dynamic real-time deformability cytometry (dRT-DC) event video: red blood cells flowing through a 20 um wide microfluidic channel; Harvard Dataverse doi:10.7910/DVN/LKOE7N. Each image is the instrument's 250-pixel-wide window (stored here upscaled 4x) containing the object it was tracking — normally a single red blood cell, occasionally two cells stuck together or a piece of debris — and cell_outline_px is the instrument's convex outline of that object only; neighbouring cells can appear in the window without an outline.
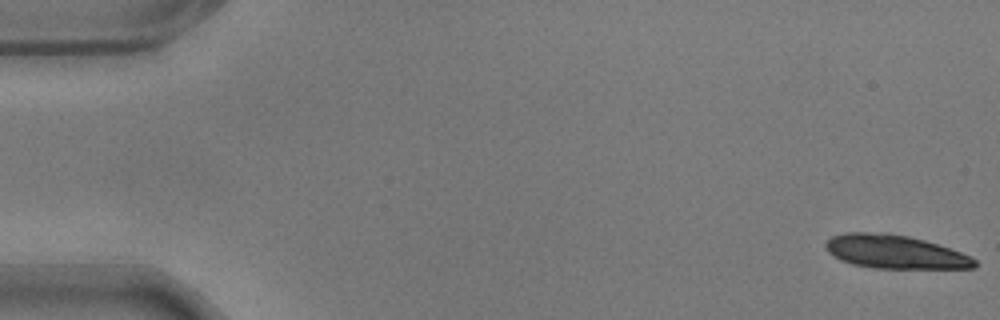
{"species": "common noctule bat (a hibernating species)", "species_latin": "Nyctalus noctula", "temperature_condition": "warm", "stored_images_in_passage": 57, "camera_frame_rate_fps": 3000, "um_per_image_px": 0.085, "animal": {"sex": "male", "body_mass_g": 17.9}, "frame": {"image": 1, "passage_image": 1, "time_ms": 0.0, "image_size_px": [1000, 320], "cell_outline_px": [[976, 268], [872, 268], [852, 264], [840, 260], [828, 252], [824, 244], [832, 236], [844, 232], [888, 232], [908, 236], [924, 240], [972, 256], [976, 260]], "centroid_in_image_um": [76.04, 21.4], "position_along_channel_um": 9.0, "area_um2": 29.19}}
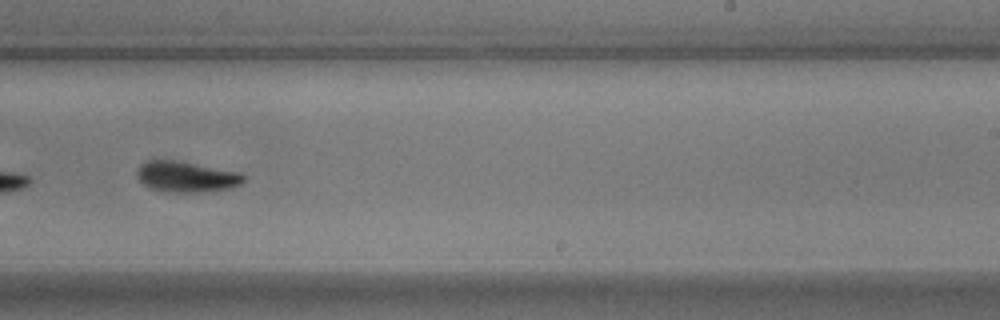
{"frame": {"image": 2, "passage_image": 36, "time_ms": 11.667, "image_size_px": [1000, 320], "cell_outline_px": [[244, 180], [240, 184], [232, 188], [212, 192], [164, 192], [148, 188], [136, 176], [136, 172], [140, 164], [148, 160], [176, 160], [240, 172], [244, 176]], "centroid_in_image_um": [15.83, 15.03], "position_along_channel_um": 273.2, "area_um2": 19.42}}
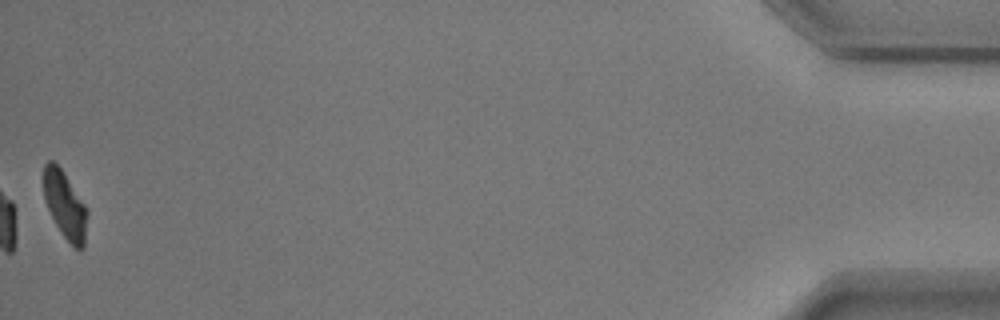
{"frame": {"image": 3, "passage_image": 57, "time_ms": 18.667, "image_size_px": [1000, 320], "cell_outline_px": [[88, 212], [84, 248], [76, 248], [64, 236], [56, 224], [44, 200], [44, 164], [48, 160], [52, 160], [60, 168], [88, 208]], "centroid_in_image_um": [5.54, 17.42], "position_along_channel_um": 429.7, "area_um2": 16.82}, "authors_computed_cell_mechanics": {"area_um2": 19.4208, "velocity_mm_per_s": 3.555, "shape_relaxation_time_tau1_ms": 2.7311, "shape_relaxation_time_tau2_ms": 11.3593, "deformation_change_tau1": 0.1467, "deformation_change_tau2": 0.1361}}